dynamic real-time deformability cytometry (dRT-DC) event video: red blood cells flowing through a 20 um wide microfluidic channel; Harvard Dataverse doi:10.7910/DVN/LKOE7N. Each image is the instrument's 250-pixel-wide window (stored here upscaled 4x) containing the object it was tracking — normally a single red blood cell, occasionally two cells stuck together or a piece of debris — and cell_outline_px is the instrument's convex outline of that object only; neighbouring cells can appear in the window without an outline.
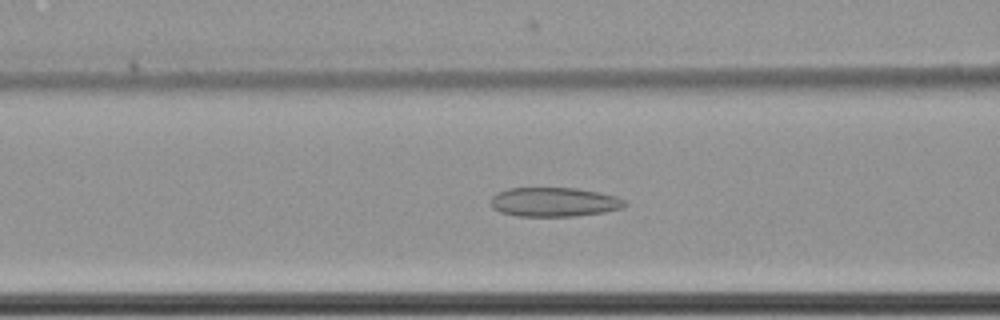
{"species": "common noctule bat (a hibernating species)", "species_latin": "Nyctalus noctula", "temperature_condition": "cold", "stored_images_in_passage": 63, "camera_frame_rate_fps": 3000, "um_per_image_px": 0.085, "animal": {"sex": "female", "body_mass_g": 22.7, "forearm_length_mm": 54.2}, "frame": {"image": 1, "passage_image": 28, "time_ms": 9.0, "image_size_px": [1000, 320], "cell_outline_px": [[628, 204], [624, 208], [604, 212], [576, 216], [516, 216], [500, 212], [492, 208], [492, 196], [496, 192], [508, 188], [576, 188], [616, 196], [624, 200]], "centroid_in_image_um": [47.1, 17.17], "position_along_channel_um": 119.5, "area_um2": 22.89}}
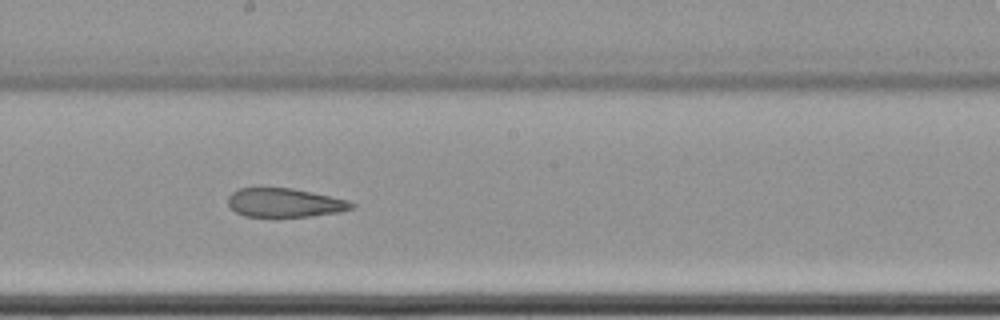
{"frame": {"image": 2, "passage_image": 37, "time_ms": 12.0, "image_size_px": [1000, 320], "cell_outline_px": [[356, 204], [352, 208], [340, 212], [312, 216], [276, 220], [244, 216], [236, 212], [228, 204], [228, 196], [232, 192], [240, 188], [292, 188], [312, 192], [348, 200]], "centroid_in_image_um": [24.18, 17.28], "position_along_channel_um": 224.0, "area_um2": 21.62}}
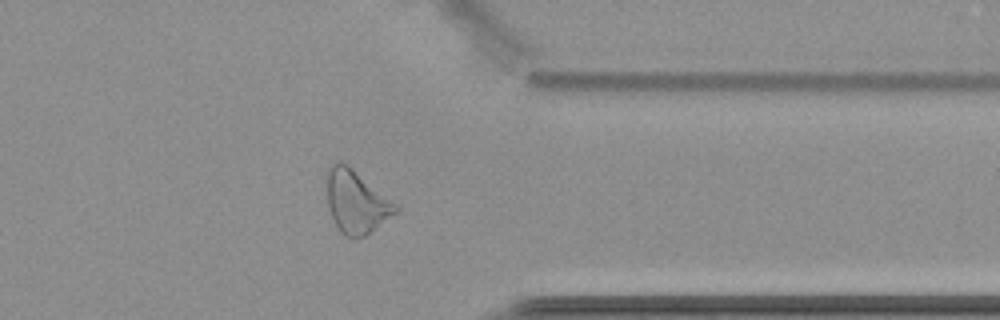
{"frame": {"image": 3, "passage_image": 51, "time_ms": 16.667, "image_size_px": [1000, 320], "cell_outline_px": [[400, 208], [396, 212], [364, 236], [352, 240], [344, 236], [340, 232], [328, 208], [328, 168], [336, 160], [340, 160], [352, 168]], "centroid_in_image_um": [30.24, 17.17], "position_along_channel_um": 381.2, "area_um2": 24.57}, "authors_computed_cell_mechanics": {"area_um2": 27.166, "velocity_mm_per_s": 3.485, "shape_relaxation_time_tau1_ms": null, "shape_relaxation_time_tau2_ms": 4.6883, "deformation_change_tau1": null, "deformation_change_tau2": 0.115}}